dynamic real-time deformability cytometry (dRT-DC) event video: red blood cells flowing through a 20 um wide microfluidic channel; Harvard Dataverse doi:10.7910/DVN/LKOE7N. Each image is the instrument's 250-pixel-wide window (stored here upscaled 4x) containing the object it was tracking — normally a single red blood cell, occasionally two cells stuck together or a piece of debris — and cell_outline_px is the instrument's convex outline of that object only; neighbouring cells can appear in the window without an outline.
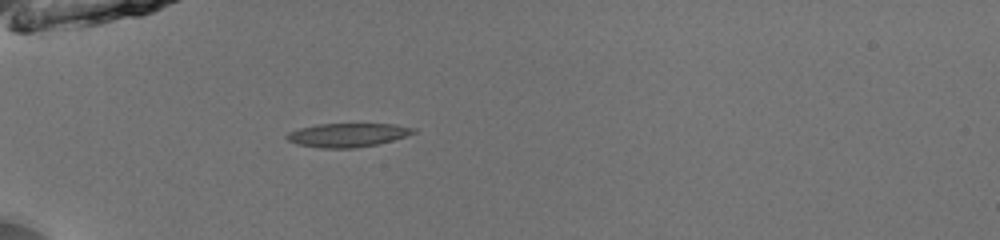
{"species": "common noctule bat (a hibernating species)", "species_latin": "Nyctalus noctula", "temperature_condition": "room temperature", "stored_images_in_passage": 36, "camera_frame_rate_fps": 3000, "um_per_image_px": 0.085, "animal": {"sex": "male", "body_mass_g": 13.0, "forearm_length_mm": 53.1}, "frame": {"image": 1, "passage_image": 1, "time_ms": 0.0, "image_size_px": [1000, 240], "cell_outline_px": [[416, 132], [392, 140], [376, 144], [352, 148], [320, 148], [300, 144], [288, 140], [284, 136], [288, 132], [300, 128], [316, 124], [392, 124], [416, 128]], "centroid_in_image_um": [29.52, 11.47], "position_along_channel_um": 55.5, "area_um2": 17.28}}
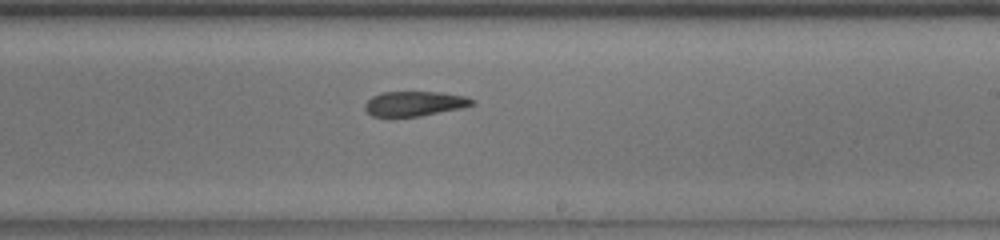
{"frame": {"image": 2, "passage_image": 17, "time_ms": 5.333, "image_size_px": [1000, 240], "cell_outline_px": [[476, 104], [460, 108], [420, 116], [392, 120], [372, 116], [364, 108], [364, 104], [372, 96], [380, 92], [444, 92], [464, 96], [476, 100]], "centroid_in_image_um": [35.18, 8.84], "position_along_channel_um": 253.8, "area_um2": 16.18}}
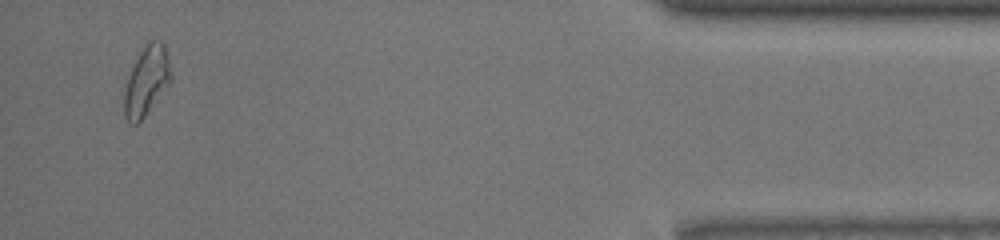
{"frame": {"image": 3, "passage_image": 34, "time_ms": 11.0, "image_size_px": [1000, 240], "cell_outline_px": [[172, 80], [144, 116], [136, 124], [128, 124], [124, 116], [124, 92], [132, 68], [140, 52], [148, 40], [160, 40], [164, 44], [172, 76]], "centroid_in_image_um": [12.46, 6.88], "position_along_channel_um": 422.7, "area_um2": 18.5}}